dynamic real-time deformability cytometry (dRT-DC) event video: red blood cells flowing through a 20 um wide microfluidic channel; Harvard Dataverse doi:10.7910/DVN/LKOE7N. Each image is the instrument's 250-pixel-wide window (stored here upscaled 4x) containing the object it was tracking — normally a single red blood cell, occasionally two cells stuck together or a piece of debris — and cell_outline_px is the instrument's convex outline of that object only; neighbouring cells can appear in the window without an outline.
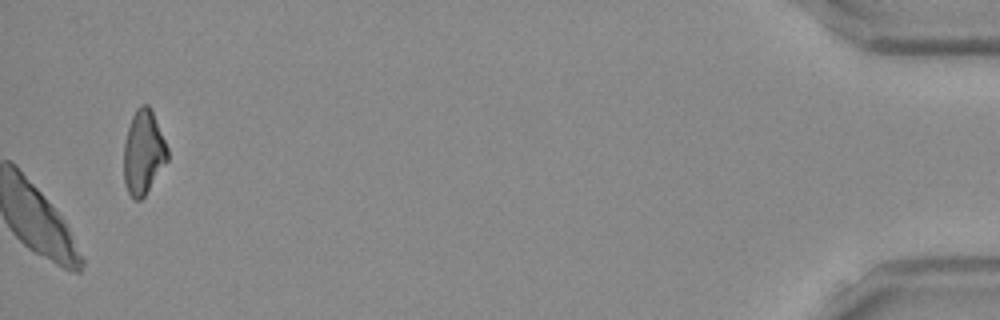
{"species": "Egyptian fruit bat (a non-hibernating species)", "species_latin": "Rousettus aegyptiacus", "temperature_condition": "room temperature", "stored_images_in_passage": 44, "camera_frame_rate_fps": 3000, "um_per_image_px": 0.085, "frame": {"image": 1, "passage_image": 44, "time_ms": 14.333, "image_size_px": [1000, 320], "cell_outline_px": [[168, 160], [144, 196], [140, 200], [132, 200], [124, 184], [124, 144], [128, 128], [132, 116], [136, 108], [140, 104], [148, 104], [152, 112], [168, 148]], "centroid_in_image_um": [12.17, 12.97], "position_along_channel_um": 423.0, "area_um2": 21.33}}